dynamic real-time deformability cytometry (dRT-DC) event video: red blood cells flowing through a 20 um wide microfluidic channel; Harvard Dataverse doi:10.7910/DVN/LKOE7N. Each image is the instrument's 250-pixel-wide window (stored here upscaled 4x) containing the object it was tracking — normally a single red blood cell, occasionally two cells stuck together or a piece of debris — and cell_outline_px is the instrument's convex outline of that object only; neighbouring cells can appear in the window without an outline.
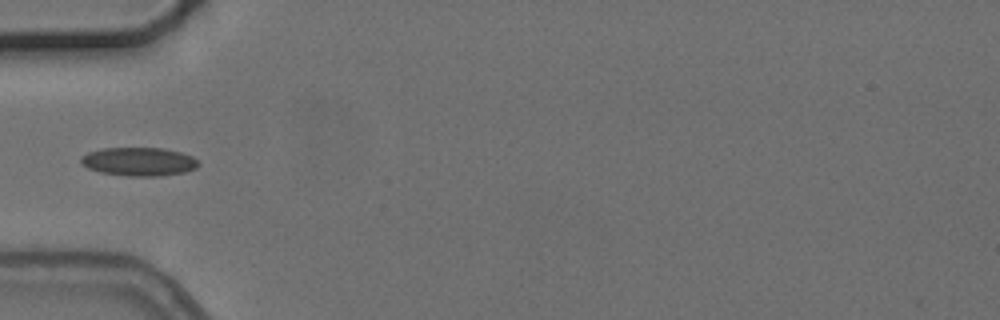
{"species": "common noctule bat (a hibernating species)", "species_latin": "Nyctalus noctula", "temperature_condition": "cold", "stored_images_in_passage": 1, "camera_frame_rate_fps": 3000, "um_per_image_px": 0.085, "animal": {"sex": "female", "body_mass_g": 24.6, "forearm_length_mm": 56.2}, "frame": {"image": 1, "passage_image": 1, "time_ms": 0.0, "image_size_px": [1000, 320], "cell_outline_px": [[200, 164], [196, 168], [184, 172], [160, 176], [128, 176], [100, 172], [88, 168], [80, 160], [80, 156], [88, 152], [104, 148], [164, 148], [180, 152], [192, 156]], "centroid_in_image_um": [11.81, 13.73], "position_along_channel_um": 73.2, "area_um2": 19.48}}